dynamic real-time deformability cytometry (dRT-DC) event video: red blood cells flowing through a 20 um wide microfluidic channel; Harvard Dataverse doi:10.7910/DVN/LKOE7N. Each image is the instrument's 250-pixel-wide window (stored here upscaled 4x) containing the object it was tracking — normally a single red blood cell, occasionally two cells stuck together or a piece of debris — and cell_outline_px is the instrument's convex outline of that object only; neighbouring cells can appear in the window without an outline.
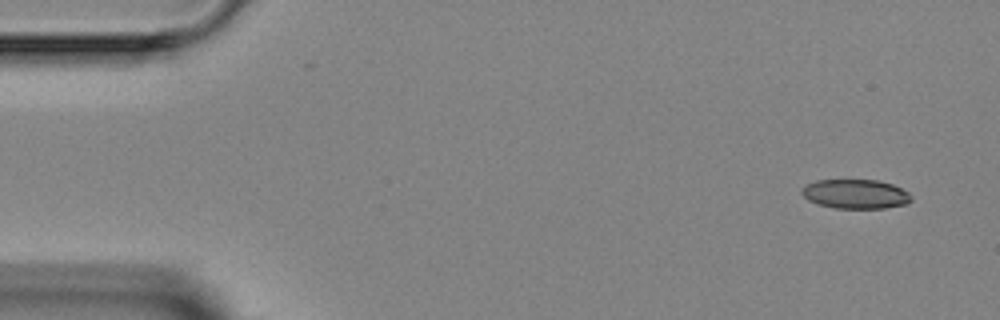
{"species": "Egyptian fruit bat (a non-hibernating species)", "species_latin": "Rousettus aegyptiacus", "temperature_condition": "room temperature", "stored_images_in_passage": 3, "camera_frame_rate_fps": 3000, "um_per_image_px": 0.085, "animal": {"sex": "female"}, "frame": {"image": 1, "passage_image": 1, "time_ms": 0.0, "image_size_px": [1000, 320], "cell_outline_px": [[912, 200], [908, 204], [884, 208], [836, 208], [820, 204], [808, 200], [800, 192], [800, 188], [804, 184], [816, 180], [876, 180], [892, 184], [908, 192], [912, 196]], "centroid_in_image_um": [72.7, 16.48], "position_along_channel_um": 12.3, "area_um2": 18.79}}
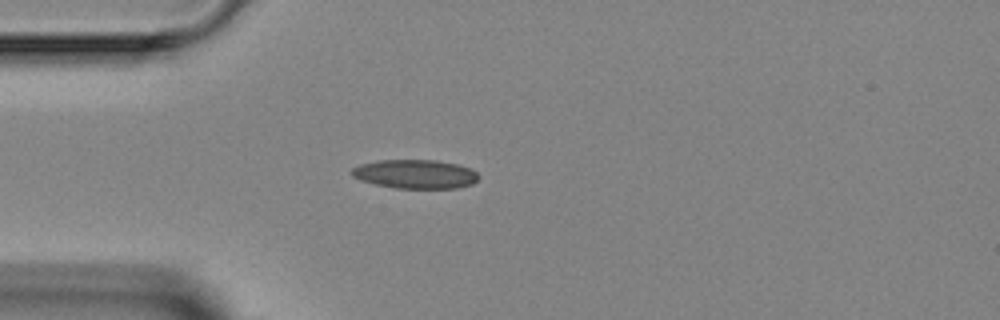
{"frame": {"image": 2, "passage_image": 3, "time_ms": 3.333, "image_size_px": [1000, 320], "cell_outline_px": [[480, 176], [472, 184], [456, 188], [396, 188], [376, 184], [360, 180], [352, 176], [352, 168], [360, 164], [380, 160], [436, 160], [456, 164], [472, 168]], "centroid_in_image_um": [35.31, 14.79], "position_along_channel_um": 49.7, "area_um2": 21.33}}